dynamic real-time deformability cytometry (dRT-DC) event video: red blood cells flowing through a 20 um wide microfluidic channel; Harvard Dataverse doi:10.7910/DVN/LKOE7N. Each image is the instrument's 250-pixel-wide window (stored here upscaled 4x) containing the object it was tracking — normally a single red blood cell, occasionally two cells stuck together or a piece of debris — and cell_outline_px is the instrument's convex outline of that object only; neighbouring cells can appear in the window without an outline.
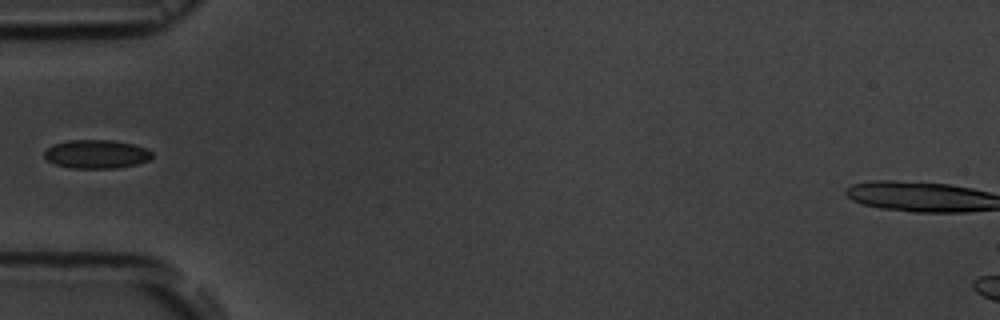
{"species": "common noctule bat (a hibernating species)", "species_latin": "Nyctalus noctula", "temperature_condition": "room temperature", "stored_images_in_passage": 5, "camera_frame_rate_fps": 3000, "um_per_image_px": 0.085, "animal": {"sex": "male", "body_mass_g": 19.5, "forearm_length_mm": 54.6}, "frame": {"image": 1, "passage_image": 4, "time_ms": 4.333, "image_size_px": [1000, 320], "cell_outline_px": [[152, 156], [148, 160], [136, 164], [116, 168], [72, 168], [56, 164], [48, 160], [44, 156], [44, 152], [52, 144], [68, 140], [112, 140], [132, 144], [144, 148], [152, 152]], "centroid_in_image_um": [8.17, 13.09], "position_along_channel_um": 76.8, "area_um2": 17.8}}
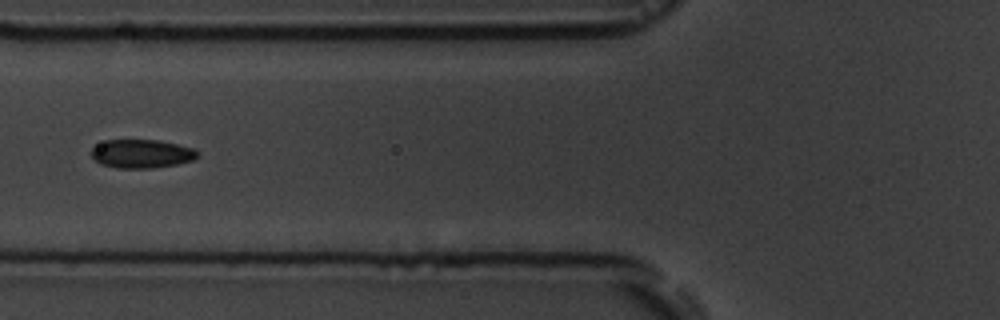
{"frame": {"image": 2, "passage_image": 5, "time_ms": 5.333, "image_size_px": [1000, 320], "cell_outline_px": [[200, 156], [192, 160], [176, 164], [152, 168], [116, 168], [100, 164], [92, 156], [92, 148], [104, 140], [160, 140], [196, 148], [200, 152]], "centroid_in_image_um": [12.09, 13.06], "position_along_channel_um": 113.7, "area_um2": 17.86}}